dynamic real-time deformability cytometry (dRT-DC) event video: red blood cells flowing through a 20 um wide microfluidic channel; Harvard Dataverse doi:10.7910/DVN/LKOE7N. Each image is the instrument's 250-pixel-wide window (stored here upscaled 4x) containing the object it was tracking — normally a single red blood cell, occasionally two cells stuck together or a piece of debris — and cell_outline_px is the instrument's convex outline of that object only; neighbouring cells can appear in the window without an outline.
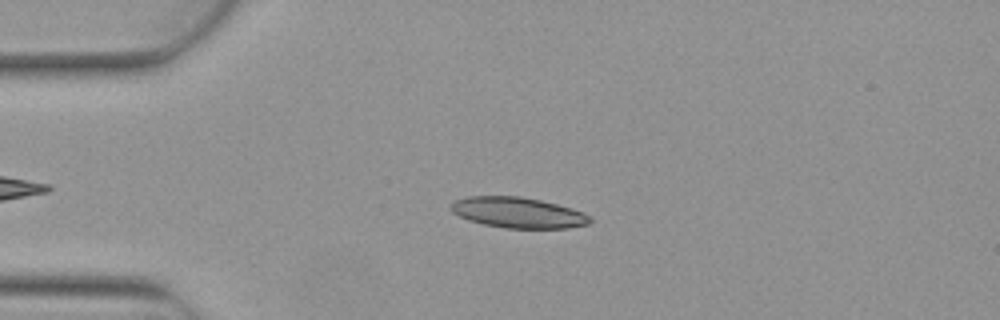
{"species": "Egyptian fruit bat (a non-hibernating species)", "species_latin": "Rousettus aegyptiacus", "temperature_condition": "warm", "stored_images_in_passage": 5, "camera_frame_rate_fps": 3000, "um_per_image_px": 0.085, "animal": {"sex": "female"}, "frame": {"image": 1, "passage_image": 2, "time_ms": 0.333, "image_size_px": [1000, 320], "cell_outline_px": [[592, 220], [588, 224], [568, 228], [504, 228], [484, 224], [468, 220], [452, 212], [448, 208], [448, 204], [456, 200], [468, 196], [520, 196], [540, 200], [572, 208], [584, 212], [592, 216]], "centroid_in_image_um": [44.02, 18.07], "position_along_channel_um": 41.0, "area_um2": 25.03}}
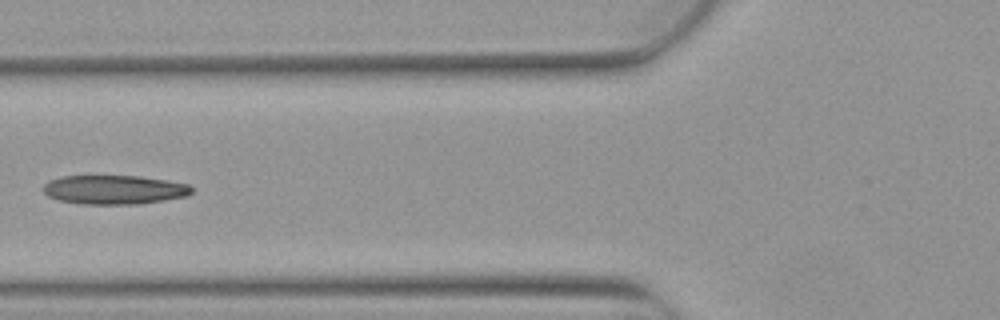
{"frame": {"image": 2, "passage_image": 4, "time_ms": 1.0, "image_size_px": [1000, 320], "cell_outline_px": [[192, 192], [188, 196], [164, 200], [136, 204], [84, 204], [60, 200], [48, 196], [44, 192], [44, 184], [48, 180], [60, 176], [140, 176], [168, 180], [192, 184]], "centroid_in_image_um": [9.75, 16.11], "position_along_channel_um": 116.1, "area_um2": 25.26}}
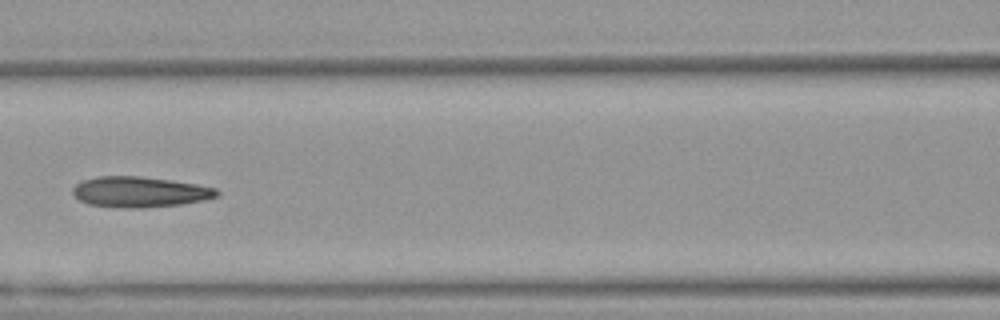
{"frame": {"image": 3, "passage_image": 5, "time_ms": 1.333, "image_size_px": [1000, 320], "cell_outline_px": [[220, 196], [204, 200], [180, 204], [140, 208], [124, 208], [88, 204], [80, 200], [72, 192], [72, 188], [76, 184], [84, 180], [96, 176], [140, 176], [196, 184], [216, 188], [220, 192]], "centroid_in_image_um": [11.89, 16.31], "position_along_channel_um": 154.7, "area_um2": 25.61}}